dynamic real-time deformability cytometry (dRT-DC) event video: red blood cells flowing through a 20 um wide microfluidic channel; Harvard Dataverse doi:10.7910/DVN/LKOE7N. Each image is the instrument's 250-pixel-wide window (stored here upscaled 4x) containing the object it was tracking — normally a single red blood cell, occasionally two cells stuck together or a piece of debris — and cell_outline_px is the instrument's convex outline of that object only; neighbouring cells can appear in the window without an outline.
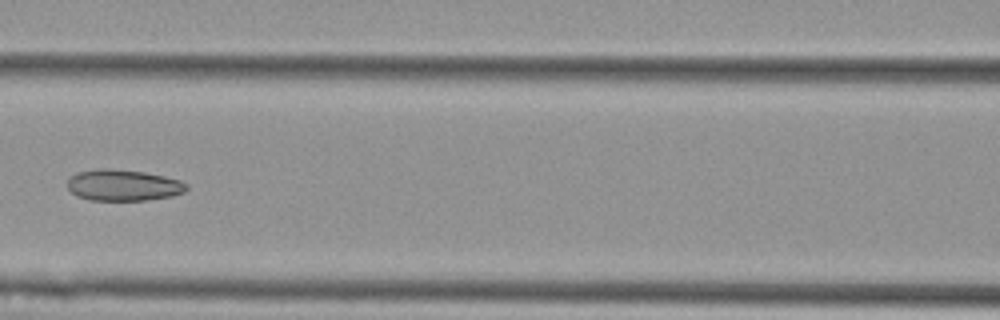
{"species": "Egyptian fruit bat (a non-hibernating species)", "species_latin": "Rousettus aegyptiacus", "temperature_condition": "cold", "stored_images_in_passage": 9, "camera_frame_rate_fps": 3000, "um_per_image_px": 0.085, "animal": {"sex": "female"}, "frame": {"image": 1, "passage_image": 8, "time_ms": 2.333, "image_size_px": [1000, 320], "cell_outline_px": [[188, 188], [184, 192], [172, 196], [144, 200], [88, 200], [76, 196], [68, 188], [68, 176], [76, 172], [100, 168], [108, 168], [144, 172], [164, 176], [180, 180], [188, 184]], "centroid_in_image_um": [10.45, 15.74], "position_along_channel_um": 156.1, "area_um2": 21.85}}
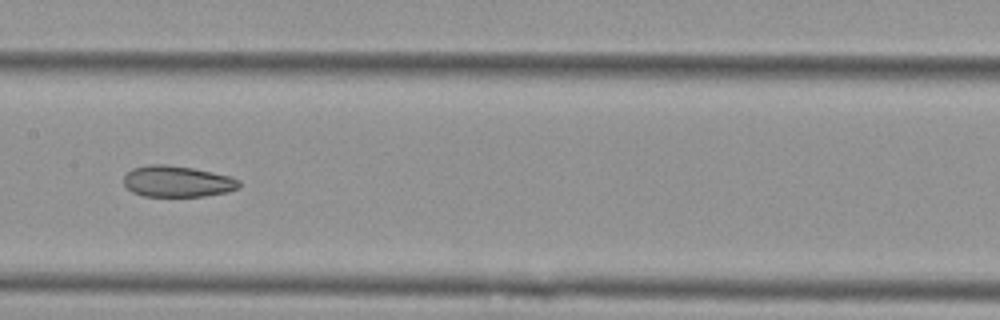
{"frame": {"image": 2, "passage_image": 9, "time_ms": 2.667, "image_size_px": [1000, 320], "cell_outline_px": [[240, 188], [228, 192], [204, 196], [144, 196], [132, 192], [124, 184], [124, 176], [132, 168], [148, 164], [168, 164], [192, 168], [212, 172], [228, 176], [240, 180]], "centroid_in_image_um": [15.07, 15.42], "position_along_channel_um": 192.3, "area_um2": 21.04}}